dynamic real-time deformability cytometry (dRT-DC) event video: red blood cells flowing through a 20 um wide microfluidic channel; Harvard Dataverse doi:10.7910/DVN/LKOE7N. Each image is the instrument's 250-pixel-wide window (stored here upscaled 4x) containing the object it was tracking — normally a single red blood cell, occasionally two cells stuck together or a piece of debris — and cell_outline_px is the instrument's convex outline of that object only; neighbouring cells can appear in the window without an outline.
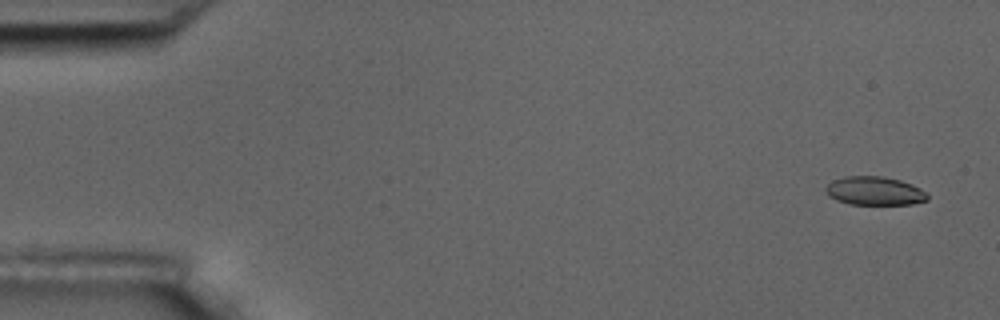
{"species": "common noctule bat (a hibernating species)", "species_latin": "Nyctalus noctula", "temperature_condition": "room temperature", "stored_images_in_passage": 4, "camera_frame_rate_fps": 3000, "um_per_image_px": 0.085, "animal": {"sex": "male", "body_mass_g": 17.5, "forearm_length_mm": 52.3}, "frame": {"image": 1, "passage_image": 1, "time_ms": 0.0, "image_size_px": [1000, 320], "cell_outline_px": [[928, 200], [912, 204], [848, 204], [836, 200], [828, 196], [824, 188], [832, 180], [844, 176], [884, 176], [900, 180], [912, 184], [920, 188], [928, 196]], "centroid_in_image_um": [74.31, 16.22], "position_along_channel_um": 10.7, "area_um2": 17.05}}